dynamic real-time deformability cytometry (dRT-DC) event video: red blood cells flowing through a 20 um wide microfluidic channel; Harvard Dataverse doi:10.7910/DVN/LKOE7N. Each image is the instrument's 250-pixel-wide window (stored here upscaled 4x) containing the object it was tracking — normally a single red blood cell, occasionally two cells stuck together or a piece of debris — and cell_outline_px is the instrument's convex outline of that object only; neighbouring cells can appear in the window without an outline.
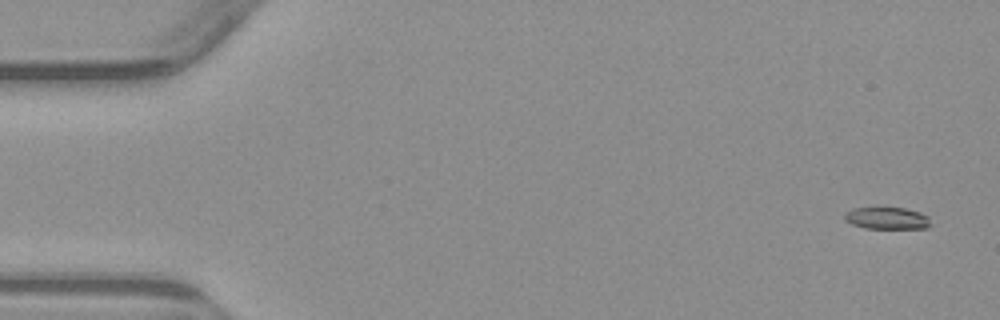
{"species": "common noctule bat (a hibernating species)", "species_latin": "Nyctalus noctula", "temperature_condition": "warm", "stored_images_in_passage": 4, "camera_frame_rate_fps": 3000, "um_per_image_px": 0.085, "animal": {"sex": "male", "body_mass_g": 23.1, "forearm_length_mm": 52.7}, "frame": {"image": 1, "passage_image": 1, "time_ms": 0.0, "image_size_px": [1000, 320], "cell_outline_px": [[932, 224], [928, 228], [864, 228], [852, 224], [844, 220], [844, 216], [852, 208], [904, 208], [920, 212], [928, 216]], "centroid_in_image_um": [75.43, 18.55], "position_along_channel_um": 9.6, "area_um2": 10.98}}
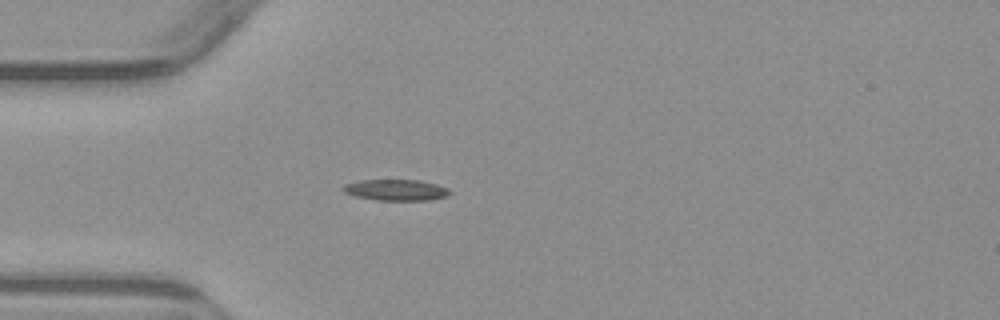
{"frame": {"image": 2, "passage_image": 4, "time_ms": 4.333, "image_size_px": [1000, 320], "cell_outline_px": [[452, 192], [448, 196], [428, 200], [376, 200], [356, 196], [344, 192], [340, 188], [344, 184], [360, 180], [420, 180], [436, 184], [448, 188]], "centroid_in_image_um": [33.66, 16.14], "position_along_channel_um": 51.3, "area_um2": 13.18}}